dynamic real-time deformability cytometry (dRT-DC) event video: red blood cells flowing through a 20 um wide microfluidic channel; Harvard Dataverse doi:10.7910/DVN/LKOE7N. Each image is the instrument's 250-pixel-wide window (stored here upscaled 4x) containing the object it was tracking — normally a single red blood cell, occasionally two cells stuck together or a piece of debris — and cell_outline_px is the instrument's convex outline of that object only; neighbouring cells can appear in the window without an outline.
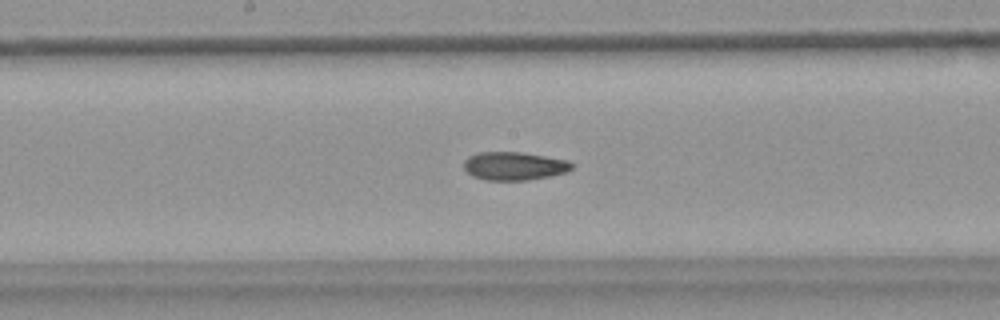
{"species": "common noctule bat (a hibernating species)", "species_latin": "Nyctalus noctula", "temperature_condition": "warm", "stored_images_in_passage": 56, "camera_frame_rate_fps": 3000, "um_per_image_px": 0.085, "animal": {"sex": "female", "body_mass_g": 18.4}, "frame": {"image": 1, "passage_image": 29, "time_ms": 9.333, "image_size_px": [1000, 320], "cell_outline_px": [[572, 168], [568, 172], [528, 180], [484, 180], [472, 176], [464, 168], [464, 160], [468, 156], [480, 152], [520, 152], [568, 160], [572, 164]], "centroid_in_image_um": [43.69, 14.11], "position_along_channel_um": 204.5, "area_um2": 17.74}}
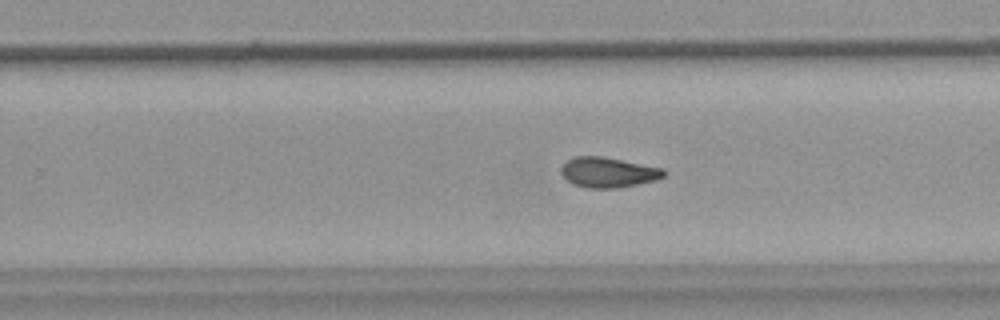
{"frame": {"image": 2, "passage_image": 35, "time_ms": 11.333, "image_size_px": [1000, 320], "cell_outline_px": [[664, 176], [656, 180], [616, 188], [588, 188], [572, 184], [560, 172], [560, 168], [572, 156], [604, 156], [664, 168]], "centroid_in_image_um": [51.68, 14.64], "position_along_channel_um": 278.1, "area_um2": 18.09}}
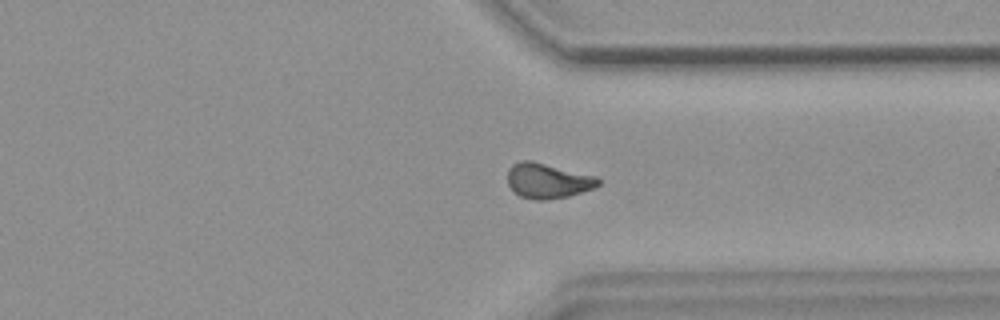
{"frame": {"image": 3, "passage_image": 42, "time_ms": 13.667, "image_size_px": [1000, 320], "cell_outline_px": [[600, 184], [596, 188], [568, 196], [548, 200], [536, 200], [520, 196], [508, 184], [508, 168], [512, 164], [520, 160], [532, 160], [596, 176], [600, 180]], "centroid_in_image_um": [46.57, 15.36], "position_along_channel_um": 364.8, "area_um2": 18.67}, "authors_computed_cell_mechanics": {"area_um2": 18.2359, "velocity_mm_per_s": 3.6978, "shape_relaxation_time_tau1_ms": null, "shape_relaxation_time_tau2_ms": 4.4734, "deformation_change_tau1": null, "deformation_change_tau2": 0.1135}}